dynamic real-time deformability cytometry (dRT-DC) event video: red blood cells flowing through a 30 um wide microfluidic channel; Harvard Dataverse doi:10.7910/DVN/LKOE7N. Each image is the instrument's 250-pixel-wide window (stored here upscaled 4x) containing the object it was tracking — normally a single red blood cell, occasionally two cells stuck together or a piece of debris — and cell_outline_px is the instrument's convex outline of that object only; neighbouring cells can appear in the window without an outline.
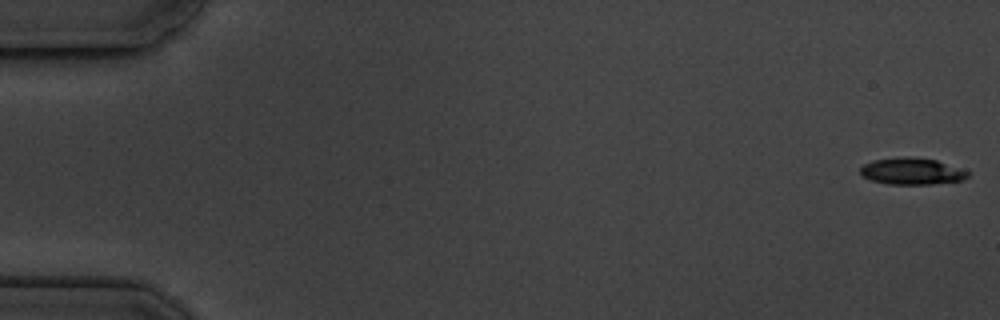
{"species": "common noctule bat (a hibernating species)", "species_latin": "Nyctalus noctula", "temperature_condition": "cold", "stored_images_in_passage": 6, "camera_frame_rate_fps": 3000, "um_per_image_px": 0.085, "animal": {"sex": "male", "body_mass_g": 19.5, "forearm_length_mm": 54.6}, "frame": {"image": 1, "passage_image": 1, "time_ms": 0.0, "image_size_px": [1000, 320], "cell_outline_px": [[968, 176], [964, 180], [932, 184], [888, 184], [872, 180], [860, 176], [860, 168], [864, 164], [872, 160], [904, 156], [936, 160], [968, 172]], "centroid_in_image_um": [77.44, 14.56], "position_along_channel_um": 7.6, "area_um2": 16.59}}
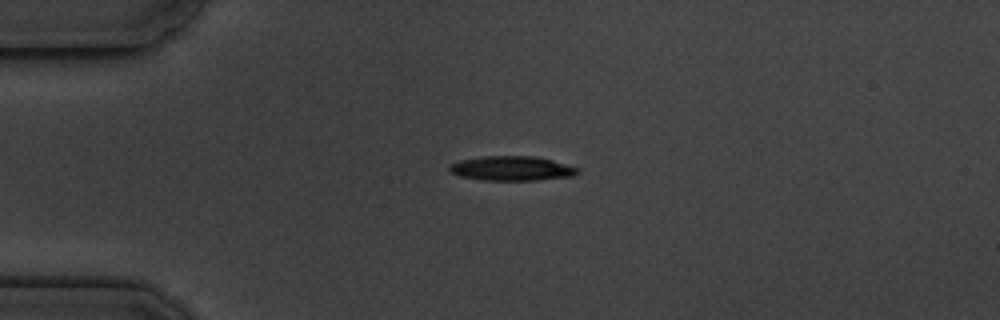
{"frame": {"image": 2, "passage_image": 5, "time_ms": 4.333, "image_size_px": [1000, 320], "cell_outline_px": [[580, 172], [572, 176], [536, 180], [484, 180], [460, 176], [448, 172], [448, 168], [452, 164], [460, 160], [484, 156], [532, 156], [552, 160], [580, 168]], "centroid_in_image_um": [43.5, 14.31], "position_along_channel_um": 41.5, "area_um2": 18.26}}